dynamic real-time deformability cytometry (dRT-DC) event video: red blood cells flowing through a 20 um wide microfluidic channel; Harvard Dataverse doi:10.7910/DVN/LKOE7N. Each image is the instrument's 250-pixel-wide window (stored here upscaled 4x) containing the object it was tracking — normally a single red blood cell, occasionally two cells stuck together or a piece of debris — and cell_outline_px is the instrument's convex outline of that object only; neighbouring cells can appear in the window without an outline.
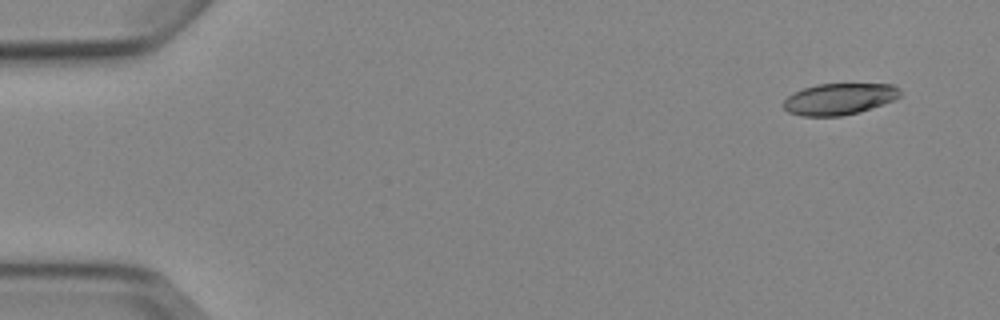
{"species": "Egyptian fruit bat (a non-hibernating species)", "species_latin": "Rousettus aegyptiacus", "temperature_condition": "cold", "stored_images_in_passage": 4, "camera_frame_rate_fps": 3000, "um_per_image_px": 0.085, "animal": {"sex": "female"}, "frame": {"image": 1, "passage_image": 1, "time_ms": 0.0, "image_size_px": [1000, 320], "cell_outline_px": [[900, 96], [892, 100], [860, 112], [840, 116], [804, 116], [788, 112], [780, 104], [792, 92], [816, 84], [892, 84], [900, 88]], "centroid_in_image_um": [71.29, 8.41], "position_along_channel_um": 13.7, "area_um2": 21.39}}
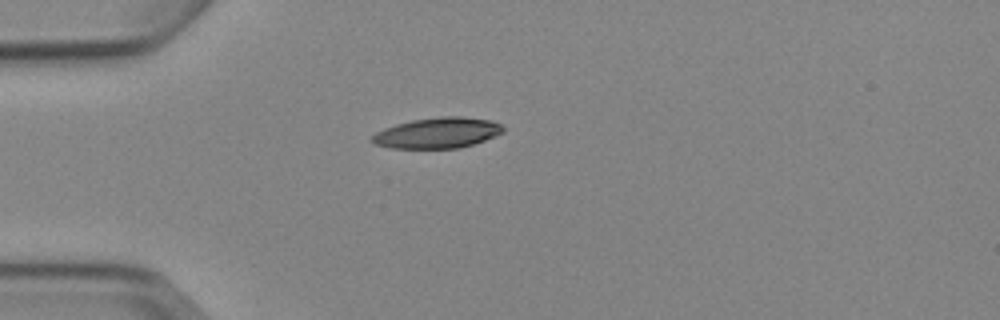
{"frame": {"image": 2, "passage_image": 4, "time_ms": 3.667, "image_size_px": [1000, 320], "cell_outline_px": [[504, 132], [496, 136], [460, 148], [388, 148], [376, 144], [368, 140], [376, 132], [384, 128], [396, 124], [412, 120], [440, 116], [460, 116], [492, 120], [500, 124], [504, 128]], "centroid_in_image_um": [37.18, 11.29], "position_along_channel_um": 47.8, "area_um2": 23.52}}